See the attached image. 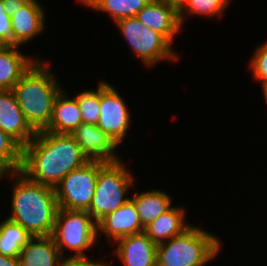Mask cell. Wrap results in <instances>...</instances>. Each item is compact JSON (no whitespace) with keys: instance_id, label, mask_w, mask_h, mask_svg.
Segmentation results:
<instances>
[{"instance_id":"obj_7","label":"cell","mask_w":267,"mask_h":266,"mask_svg":"<svg viewBox=\"0 0 267 266\" xmlns=\"http://www.w3.org/2000/svg\"><path fill=\"white\" fill-rule=\"evenodd\" d=\"M123 37L144 66L152 67L163 60L178 61L172 44L158 32L146 27L136 17L122 18L115 22Z\"/></svg>"},{"instance_id":"obj_10","label":"cell","mask_w":267,"mask_h":266,"mask_svg":"<svg viewBox=\"0 0 267 266\" xmlns=\"http://www.w3.org/2000/svg\"><path fill=\"white\" fill-rule=\"evenodd\" d=\"M71 135L89 160L103 162L120 161L115 153L118 144L97 125L82 123Z\"/></svg>"},{"instance_id":"obj_17","label":"cell","mask_w":267,"mask_h":266,"mask_svg":"<svg viewBox=\"0 0 267 266\" xmlns=\"http://www.w3.org/2000/svg\"><path fill=\"white\" fill-rule=\"evenodd\" d=\"M63 260L52 236L32 237L19 254L21 266H60Z\"/></svg>"},{"instance_id":"obj_3","label":"cell","mask_w":267,"mask_h":266,"mask_svg":"<svg viewBox=\"0 0 267 266\" xmlns=\"http://www.w3.org/2000/svg\"><path fill=\"white\" fill-rule=\"evenodd\" d=\"M49 67L38 59L12 89L27 123L35 132L48 127L55 98L62 90Z\"/></svg>"},{"instance_id":"obj_25","label":"cell","mask_w":267,"mask_h":266,"mask_svg":"<svg viewBox=\"0 0 267 266\" xmlns=\"http://www.w3.org/2000/svg\"><path fill=\"white\" fill-rule=\"evenodd\" d=\"M81 111L82 123L96 125L100 116V82L97 90H85L75 96Z\"/></svg>"},{"instance_id":"obj_16","label":"cell","mask_w":267,"mask_h":266,"mask_svg":"<svg viewBox=\"0 0 267 266\" xmlns=\"http://www.w3.org/2000/svg\"><path fill=\"white\" fill-rule=\"evenodd\" d=\"M17 46L0 45V90H12L38 58H30Z\"/></svg>"},{"instance_id":"obj_5","label":"cell","mask_w":267,"mask_h":266,"mask_svg":"<svg viewBox=\"0 0 267 266\" xmlns=\"http://www.w3.org/2000/svg\"><path fill=\"white\" fill-rule=\"evenodd\" d=\"M133 176L121 160L99 161L95 193L87 211L96 223L130 200L125 195L135 185Z\"/></svg>"},{"instance_id":"obj_4","label":"cell","mask_w":267,"mask_h":266,"mask_svg":"<svg viewBox=\"0 0 267 266\" xmlns=\"http://www.w3.org/2000/svg\"><path fill=\"white\" fill-rule=\"evenodd\" d=\"M221 240L192 225L180 235L157 244V266H205L217 256Z\"/></svg>"},{"instance_id":"obj_31","label":"cell","mask_w":267,"mask_h":266,"mask_svg":"<svg viewBox=\"0 0 267 266\" xmlns=\"http://www.w3.org/2000/svg\"><path fill=\"white\" fill-rule=\"evenodd\" d=\"M162 1H165L166 3L174 6L177 10H179L186 2V0H162Z\"/></svg>"},{"instance_id":"obj_15","label":"cell","mask_w":267,"mask_h":266,"mask_svg":"<svg viewBox=\"0 0 267 266\" xmlns=\"http://www.w3.org/2000/svg\"><path fill=\"white\" fill-rule=\"evenodd\" d=\"M45 11L37 0H29L11 17L15 46L32 40L45 29Z\"/></svg>"},{"instance_id":"obj_18","label":"cell","mask_w":267,"mask_h":266,"mask_svg":"<svg viewBox=\"0 0 267 266\" xmlns=\"http://www.w3.org/2000/svg\"><path fill=\"white\" fill-rule=\"evenodd\" d=\"M82 124L80 107L75 97L62 89L55 98L51 121L45 131L71 134Z\"/></svg>"},{"instance_id":"obj_12","label":"cell","mask_w":267,"mask_h":266,"mask_svg":"<svg viewBox=\"0 0 267 266\" xmlns=\"http://www.w3.org/2000/svg\"><path fill=\"white\" fill-rule=\"evenodd\" d=\"M136 18L146 27L162 34L171 44L182 28L178 10L162 0H151Z\"/></svg>"},{"instance_id":"obj_30","label":"cell","mask_w":267,"mask_h":266,"mask_svg":"<svg viewBox=\"0 0 267 266\" xmlns=\"http://www.w3.org/2000/svg\"><path fill=\"white\" fill-rule=\"evenodd\" d=\"M0 266H21L19 257H8L0 254Z\"/></svg>"},{"instance_id":"obj_32","label":"cell","mask_w":267,"mask_h":266,"mask_svg":"<svg viewBox=\"0 0 267 266\" xmlns=\"http://www.w3.org/2000/svg\"><path fill=\"white\" fill-rule=\"evenodd\" d=\"M261 85H262V91H263V95H264L263 97H264L265 102L267 104V82L262 83Z\"/></svg>"},{"instance_id":"obj_1","label":"cell","mask_w":267,"mask_h":266,"mask_svg":"<svg viewBox=\"0 0 267 266\" xmlns=\"http://www.w3.org/2000/svg\"><path fill=\"white\" fill-rule=\"evenodd\" d=\"M89 161L71 134L43 130L22 148L20 172L33 182L55 188Z\"/></svg>"},{"instance_id":"obj_9","label":"cell","mask_w":267,"mask_h":266,"mask_svg":"<svg viewBox=\"0 0 267 266\" xmlns=\"http://www.w3.org/2000/svg\"><path fill=\"white\" fill-rule=\"evenodd\" d=\"M126 105L114 86L107 81H100V116L96 125L118 145L132 122Z\"/></svg>"},{"instance_id":"obj_19","label":"cell","mask_w":267,"mask_h":266,"mask_svg":"<svg viewBox=\"0 0 267 266\" xmlns=\"http://www.w3.org/2000/svg\"><path fill=\"white\" fill-rule=\"evenodd\" d=\"M185 209L172 206L154 221L144 227V233L156 244L180 235L191 225L185 222Z\"/></svg>"},{"instance_id":"obj_11","label":"cell","mask_w":267,"mask_h":266,"mask_svg":"<svg viewBox=\"0 0 267 266\" xmlns=\"http://www.w3.org/2000/svg\"><path fill=\"white\" fill-rule=\"evenodd\" d=\"M0 129L12 137L22 148L36 134L27 123L12 90H0Z\"/></svg>"},{"instance_id":"obj_8","label":"cell","mask_w":267,"mask_h":266,"mask_svg":"<svg viewBox=\"0 0 267 266\" xmlns=\"http://www.w3.org/2000/svg\"><path fill=\"white\" fill-rule=\"evenodd\" d=\"M99 173V161L90 160L71 171L55 187L59 208L88 211Z\"/></svg>"},{"instance_id":"obj_14","label":"cell","mask_w":267,"mask_h":266,"mask_svg":"<svg viewBox=\"0 0 267 266\" xmlns=\"http://www.w3.org/2000/svg\"><path fill=\"white\" fill-rule=\"evenodd\" d=\"M114 251L124 266H157V244L144 232L114 242Z\"/></svg>"},{"instance_id":"obj_27","label":"cell","mask_w":267,"mask_h":266,"mask_svg":"<svg viewBox=\"0 0 267 266\" xmlns=\"http://www.w3.org/2000/svg\"><path fill=\"white\" fill-rule=\"evenodd\" d=\"M0 45L15 46V37L11 27V17L6 13L3 0H0Z\"/></svg>"},{"instance_id":"obj_20","label":"cell","mask_w":267,"mask_h":266,"mask_svg":"<svg viewBox=\"0 0 267 266\" xmlns=\"http://www.w3.org/2000/svg\"><path fill=\"white\" fill-rule=\"evenodd\" d=\"M139 215L142 226L145 227L160 215L168 211L172 206L169 194L161 190L136 192L130 197Z\"/></svg>"},{"instance_id":"obj_22","label":"cell","mask_w":267,"mask_h":266,"mask_svg":"<svg viewBox=\"0 0 267 266\" xmlns=\"http://www.w3.org/2000/svg\"><path fill=\"white\" fill-rule=\"evenodd\" d=\"M31 238L23 227L8 218L0 222V254L19 257L22 248Z\"/></svg>"},{"instance_id":"obj_21","label":"cell","mask_w":267,"mask_h":266,"mask_svg":"<svg viewBox=\"0 0 267 266\" xmlns=\"http://www.w3.org/2000/svg\"><path fill=\"white\" fill-rule=\"evenodd\" d=\"M85 6L105 12L113 18L114 23L122 18L136 17V15L151 0H79Z\"/></svg>"},{"instance_id":"obj_2","label":"cell","mask_w":267,"mask_h":266,"mask_svg":"<svg viewBox=\"0 0 267 266\" xmlns=\"http://www.w3.org/2000/svg\"><path fill=\"white\" fill-rule=\"evenodd\" d=\"M3 177H13L14 180L12 211L7 218L23 227L32 237L52 236L59 209L55 188L33 182L20 171L3 173Z\"/></svg>"},{"instance_id":"obj_23","label":"cell","mask_w":267,"mask_h":266,"mask_svg":"<svg viewBox=\"0 0 267 266\" xmlns=\"http://www.w3.org/2000/svg\"><path fill=\"white\" fill-rule=\"evenodd\" d=\"M230 0H186L184 5L178 10L180 25L187 15H199L203 17H220L223 15ZM186 12V13H185ZM189 13V14H187Z\"/></svg>"},{"instance_id":"obj_29","label":"cell","mask_w":267,"mask_h":266,"mask_svg":"<svg viewBox=\"0 0 267 266\" xmlns=\"http://www.w3.org/2000/svg\"><path fill=\"white\" fill-rule=\"evenodd\" d=\"M29 0H3V6L6 9V13L12 17L18 12L24 4Z\"/></svg>"},{"instance_id":"obj_24","label":"cell","mask_w":267,"mask_h":266,"mask_svg":"<svg viewBox=\"0 0 267 266\" xmlns=\"http://www.w3.org/2000/svg\"><path fill=\"white\" fill-rule=\"evenodd\" d=\"M22 147L8 134L0 129V172L20 171Z\"/></svg>"},{"instance_id":"obj_13","label":"cell","mask_w":267,"mask_h":266,"mask_svg":"<svg viewBox=\"0 0 267 266\" xmlns=\"http://www.w3.org/2000/svg\"><path fill=\"white\" fill-rule=\"evenodd\" d=\"M141 232H144V227L131 200L97 223V235L102 233L107 240L112 242Z\"/></svg>"},{"instance_id":"obj_26","label":"cell","mask_w":267,"mask_h":266,"mask_svg":"<svg viewBox=\"0 0 267 266\" xmlns=\"http://www.w3.org/2000/svg\"><path fill=\"white\" fill-rule=\"evenodd\" d=\"M251 58L249 65L253 78L261 84L267 82V41L255 50Z\"/></svg>"},{"instance_id":"obj_6","label":"cell","mask_w":267,"mask_h":266,"mask_svg":"<svg viewBox=\"0 0 267 266\" xmlns=\"http://www.w3.org/2000/svg\"><path fill=\"white\" fill-rule=\"evenodd\" d=\"M52 237L64 259H88L84 251L98 242L97 223L87 211L59 208ZM66 248L72 256H64Z\"/></svg>"},{"instance_id":"obj_28","label":"cell","mask_w":267,"mask_h":266,"mask_svg":"<svg viewBox=\"0 0 267 266\" xmlns=\"http://www.w3.org/2000/svg\"><path fill=\"white\" fill-rule=\"evenodd\" d=\"M60 266H112L107 261L102 263L101 261L88 259H64Z\"/></svg>"}]
</instances>
